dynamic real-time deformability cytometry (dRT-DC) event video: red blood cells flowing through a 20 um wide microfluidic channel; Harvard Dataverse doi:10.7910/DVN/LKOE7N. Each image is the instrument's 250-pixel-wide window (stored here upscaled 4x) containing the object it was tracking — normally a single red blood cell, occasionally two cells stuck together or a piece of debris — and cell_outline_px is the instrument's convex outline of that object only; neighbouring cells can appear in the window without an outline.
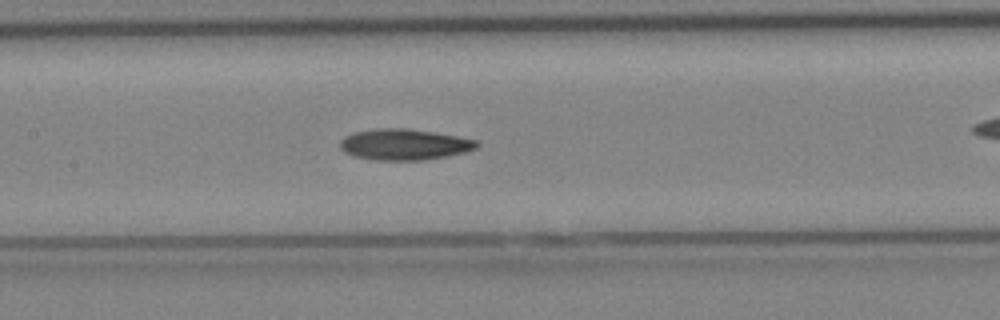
{"species": "Egyptian fruit bat (a non-hibernating species)", "species_latin": "Rousettus aegyptiacus", "temperature_condition": "cold", "stored_images_in_passage": 22, "camera_frame_rate_fps": 3000, "um_per_image_px": 0.085, "animal": {"sex": "female"}, "frame": {"image": 1, "passage_image": 10, "time_ms": 3.0, "image_size_px": [1000, 320], "cell_outline_px": [[480, 144], [476, 148], [464, 152], [424, 160], [376, 160], [356, 156], [344, 152], [340, 148], [340, 140], [344, 136], [352, 132], [376, 128], [408, 128], [456, 136], [476, 140]], "centroid_in_image_um": [34.32, 12.27], "position_along_channel_um": 173.1, "area_um2": 24.62}}
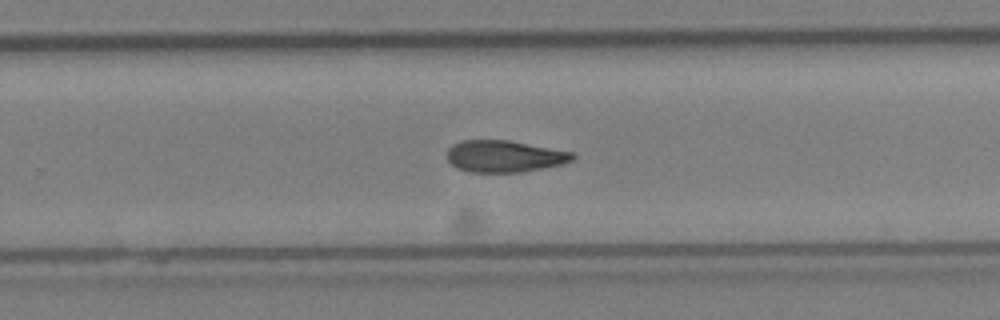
{"frame": {"image": 2, "passage_image": 16, "time_ms": 5.0, "image_size_px": [1000, 320], "cell_outline_px": [[576, 156], [572, 160], [560, 164], [520, 172], [472, 172], [456, 168], [448, 160], [448, 148], [452, 144], [460, 140], [508, 140], [572, 152]], "centroid_in_image_um": [42.83, 13.27], "position_along_channel_um": 287.0, "area_um2": 23.0}}
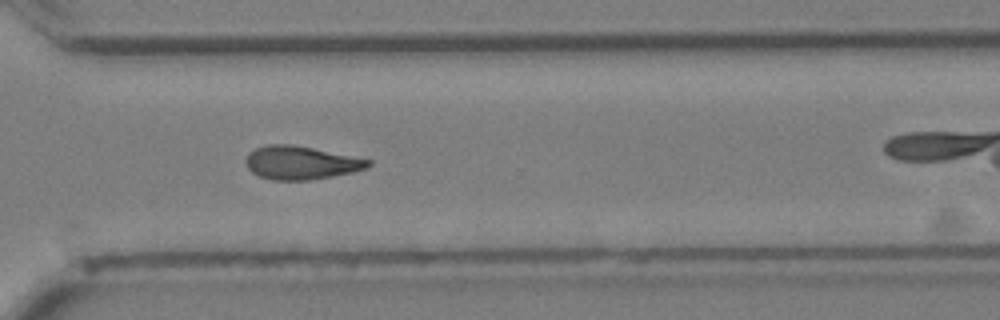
{"frame": {"image": 3, "passage_image": 19, "time_ms": 6.0, "image_size_px": [1000, 320], "cell_outline_px": [[372, 164], [368, 168], [352, 172], [332, 176], [308, 180], [272, 180], [260, 176], [252, 172], [248, 168], [244, 160], [248, 152], [256, 148], [268, 144], [292, 144], [372, 160]], "centroid_in_image_um": [25.56, 13.83], "position_along_channel_um": 345.0, "area_um2": 23.76}}